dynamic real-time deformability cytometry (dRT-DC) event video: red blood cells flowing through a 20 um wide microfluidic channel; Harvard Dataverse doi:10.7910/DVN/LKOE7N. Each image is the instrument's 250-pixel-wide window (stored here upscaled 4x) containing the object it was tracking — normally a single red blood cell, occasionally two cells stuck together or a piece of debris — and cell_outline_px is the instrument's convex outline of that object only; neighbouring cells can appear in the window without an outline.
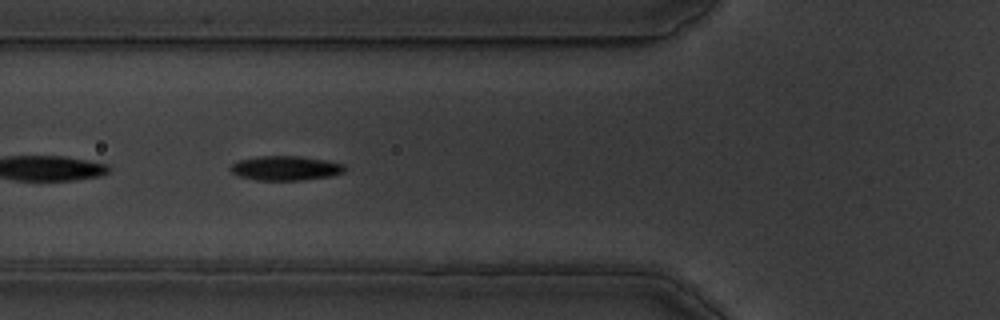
{"species": "common noctule bat (a hibernating species)", "species_latin": "Nyctalus noctula", "temperature_condition": "warm", "stored_images_in_passage": 57, "segment_of_instrument_passage": [2, 2], "camera_frame_rate_fps": 3000, "um_per_image_px": 0.085, "animal": {"sex": "male", "body_mass_g": 19.5, "forearm_length_mm": 54.6}, "frame": {"image": 1, "passage_image": 21, "time_ms": 6.667, "image_size_px": [1000, 320], "cell_outline_px": [[344, 172], [332, 176], [300, 180], [256, 180], [240, 176], [232, 172], [232, 164], [240, 160], [260, 156], [300, 156], [324, 160], [344, 164]], "centroid_in_image_um": [24.3, 14.29], "position_along_channel_um": 101.5, "area_um2": 16.01}}
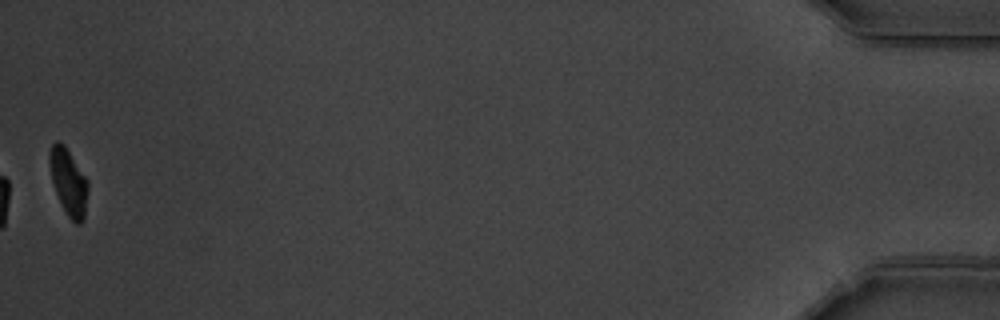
{"frame": {"image": 2, "passage_image": 57, "time_ms": 18.667, "image_size_px": [1000, 320], "cell_outline_px": [[88, 192], [84, 220], [80, 224], [76, 224], [68, 216], [56, 192], [52, 180], [48, 164], [48, 152], [52, 144], [56, 140], [64, 144], [88, 180]], "centroid_in_image_um": [5.82, 15.44], "position_along_channel_um": 429.4, "area_um2": 14.91}}